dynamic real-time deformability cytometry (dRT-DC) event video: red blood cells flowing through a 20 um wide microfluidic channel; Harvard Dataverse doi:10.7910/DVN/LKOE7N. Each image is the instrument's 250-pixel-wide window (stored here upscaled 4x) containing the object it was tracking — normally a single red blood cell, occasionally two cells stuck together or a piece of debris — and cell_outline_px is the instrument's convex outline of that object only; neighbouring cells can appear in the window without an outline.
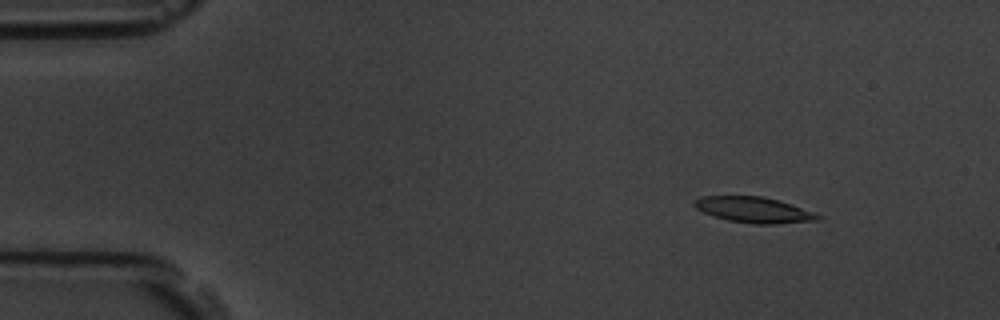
{"species": "common noctule bat (a hibernating species)", "species_latin": "Nyctalus noctula", "temperature_condition": "room temperature", "stored_images_in_passage": 5, "camera_frame_rate_fps": 3000, "um_per_image_px": 0.085, "animal": {"sex": "male", "body_mass_g": 19.5, "forearm_length_mm": 54.6}, "frame": {"image": 1, "passage_image": 2, "time_ms": 1.333, "image_size_px": [1000, 320], "cell_outline_px": [[824, 216], [820, 220], [776, 224], [752, 224], [728, 220], [704, 212], [696, 208], [692, 204], [692, 200], [704, 196], [764, 196], [780, 200]], "centroid_in_image_um": [64.1, 17.83], "position_along_channel_um": 20.9, "area_um2": 18.61}}
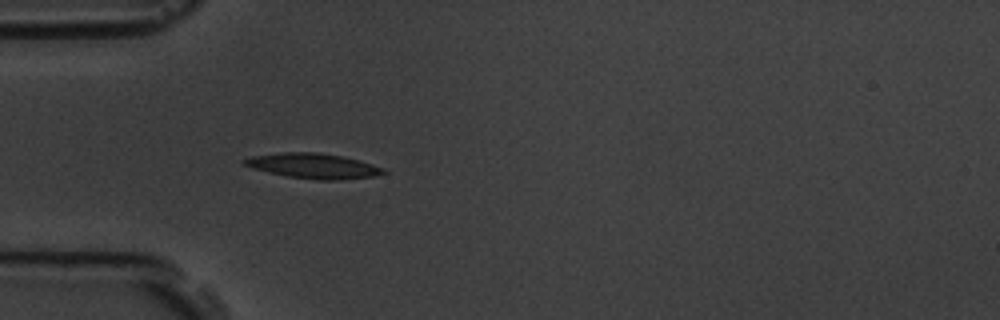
{"frame": {"image": 2, "passage_image": 5, "time_ms": 4.667, "image_size_px": [1000, 320], "cell_outline_px": [[388, 172], [376, 176], [332, 180], [316, 180], [288, 176], [268, 172], [252, 168], [244, 164], [240, 160], [252, 156], [280, 152], [320, 152], [360, 160], [384, 168]], "centroid_in_image_um": [26.63, 14.09], "position_along_channel_um": 58.4, "area_um2": 20.35}}